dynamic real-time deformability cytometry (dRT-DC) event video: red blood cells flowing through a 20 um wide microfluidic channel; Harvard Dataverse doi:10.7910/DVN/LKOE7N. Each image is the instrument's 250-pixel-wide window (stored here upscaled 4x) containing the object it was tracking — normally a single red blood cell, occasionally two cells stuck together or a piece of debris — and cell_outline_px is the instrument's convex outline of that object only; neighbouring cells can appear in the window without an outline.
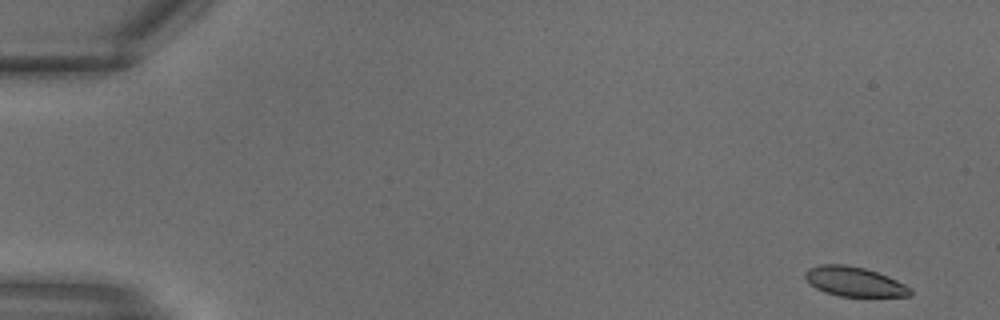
{"species": "common noctule bat (a hibernating species)", "species_latin": "Nyctalus noctula", "temperature_condition": "warm", "stored_images_in_passage": 8, "camera_frame_rate_fps": 3000, "um_per_image_px": 0.085, "animal": {"sex": "male", "body_mass_g": 18.8}, "frame": {"image": 1, "passage_image": 1, "time_ms": 0.0, "image_size_px": [1000, 320], "cell_outline_px": [[912, 296], [840, 296], [824, 292], [816, 288], [804, 276], [804, 272], [808, 268], [820, 264], [844, 264], [864, 268], [888, 276], [912, 288]], "centroid_in_image_um": [72.62, 23.93], "position_along_channel_um": 12.4, "area_um2": 18.03}}